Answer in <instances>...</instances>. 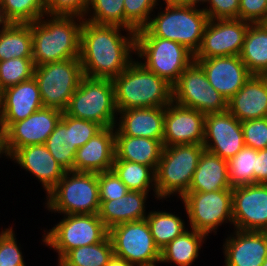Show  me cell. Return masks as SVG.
Wrapping results in <instances>:
<instances>
[{
    "label": "cell",
    "instance_id": "f907efd6",
    "mask_svg": "<svg viewBox=\"0 0 267 266\" xmlns=\"http://www.w3.org/2000/svg\"><path fill=\"white\" fill-rule=\"evenodd\" d=\"M107 266H135V265L129 263L128 261H126L125 259H123L121 257L113 255L110 258Z\"/></svg>",
    "mask_w": 267,
    "mask_h": 266
},
{
    "label": "cell",
    "instance_id": "8fae6325",
    "mask_svg": "<svg viewBox=\"0 0 267 266\" xmlns=\"http://www.w3.org/2000/svg\"><path fill=\"white\" fill-rule=\"evenodd\" d=\"M191 229L204 233L217 234L224 223L233 225L232 189L212 192H187L181 199Z\"/></svg>",
    "mask_w": 267,
    "mask_h": 266
},
{
    "label": "cell",
    "instance_id": "603a6c76",
    "mask_svg": "<svg viewBox=\"0 0 267 266\" xmlns=\"http://www.w3.org/2000/svg\"><path fill=\"white\" fill-rule=\"evenodd\" d=\"M115 159V126L104 127L77 149L72 171H110Z\"/></svg>",
    "mask_w": 267,
    "mask_h": 266
},
{
    "label": "cell",
    "instance_id": "f35d334b",
    "mask_svg": "<svg viewBox=\"0 0 267 266\" xmlns=\"http://www.w3.org/2000/svg\"><path fill=\"white\" fill-rule=\"evenodd\" d=\"M32 58H11L0 61V92L34 76Z\"/></svg>",
    "mask_w": 267,
    "mask_h": 266
},
{
    "label": "cell",
    "instance_id": "5b68a950",
    "mask_svg": "<svg viewBox=\"0 0 267 266\" xmlns=\"http://www.w3.org/2000/svg\"><path fill=\"white\" fill-rule=\"evenodd\" d=\"M204 150L203 144L164 146L155 171L157 200L181 199L188 192Z\"/></svg>",
    "mask_w": 267,
    "mask_h": 266
},
{
    "label": "cell",
    "instance_id": "ffe728a7",
    "mask_svg": "<svg viewBox=\"0 0 267 266\" xmlns=\"http://www.w3.org/2000/svg\"><path fill=\"white\" fill-rule=\"evenodd\" d=\"M43 108L38 83L34 76L0 92V118L6 130Z\"/></svg>",
    "mask_w": 267,
    "mask_h": 266
},
{
    "label": "cell",
    "instance_id": "7bdbcfd3",
    "mask_svg": "<svg viewBox=\"0 0 267 266\" xmlns=\"http://www.w3.org/2000/svg\"><path fill=\"white\" fill-rule=\"evenodd\" d=\"M100 201H111L123 197L129 190L112 171L98 173Z\"/></svg>",
    "mask_w": 267,
    "mask_h": 266
},
{
    "label": "cell",
    "instance_id": "d6986e66",
    "mask_svg": "<svg viewBox=\"0 0 267 266\" xmlns=\"http://www.w3.org/2000/svg\"><path fill=\"white\" fill-rule=\"evenodd\" d=\"M194 61L202 67L210 85L227 101L243 87L252 75L238 55L194 59Z\"/></svg>",
    "mask_w": 267,
    "mask_h": 266
},
{
    "label": "cell",
    "instance_id": "7c38bea8",
    "mask_svg": "<svg viewBox=\"0 0 267 266\" xmlns=\"http://www.w3.org/2000/svg\"><path fill=\"white\" fill-rule=\"evenodd\" d=\"M173 101L204 115L228 110V101L210 85L202 67L193 61L172 85Z\"/></svg>",
    "mask_w": 267,
    "mask_h": 266
},
{
    "label": "cell",
    "instance_id": "e575fe53",
    "mask_svg": "<svg viewBox=\"0 0 267 266\" xmlns=\"http://www.w3.org/2000/svg\"><path fill=\"white\" fill-rule=\"evenodd\" d=\"M114 255L109 235L101 242L69 251L62 259L70 266H107Z\"/></svg>",
    "mask_w": 267,
    "mask_h": 266
},
{
    "label": "cell",
    "instance_id": "b9f144b4",
    "mask_svg": "<svg viewBox=\"0 0 267 266\" xmlns=\"http://www.w3.org/2000/svg\"><path fill=\"white\" fill-rule=\"evenodd\" d=\"M244 145L255 150L267 148V117L241 122Z\"/></svg>",
    "mask_w": 267,
    "mask_h": 266
},
{
    "label": "cell",
    "instance_id": "9a60e30c",
    "mask_svg": "<svg viewBox=\"0 0 267 266\" xmlns=\"http://www.w3.org/2000/svg\"><path fill=\"white\" fill-rule=\"evenodd\" d=\"M233 229L267 232V184L232 188Z\"/></svg>",
    "mask_w": 267,
    "mask_h": 266
},
{
    "label": "cell",
    "instance_id": "9f6ffc18",
    "mask_svg": "<svg viewBox=\"0 0 267 266\" xmlns=\"http://www.w3.org/2000/svg\"><path fill=\"white\" fill-rule=\"evenodd\" d=\"M261 266H267V258L265 259V261L263 262Z\"/></svg>",
    "mask_w": 267,
    "mask_h": 266
},
{
    "label": "cell",
    "instance_id": "f5cc1de1",
    "mask_svg": "<svg viewBox=\"0 0 267 266\" xmlns=\"http://www.w3.org/2000/svg\"><path fill=\"white\" fill-rule=\"evenodd\" d=\"M165 4H177V3H188L190 4V0H163Z\"/></svg>",
    "mask_w": 267,
    "mask_h": 266
},
{
    "label": "cell",
    "instance_id": "30bf717a",
    "mask_svg": "<svg viewBox=\"0 0 267 266\" xmlns=\"http://www.w3.org/2000/svg\"><path fill=\"white\" fill-rule=\"evenodd\" d=\"M83 77L79 58L35 66L34 78L38 83L43 107L64 112Z\"/></svg>",
    "mask_w": 267,
    "mask_h": 266
},
{
    "label": "cell",
    "instance_id": "c3c4849f",
    "mask_svg": "<svg viewBox=\"0 0 267 266\" xmlns=\"http://www.w3.org/2000/svg\"><path fill=\"white\" fill-rule=\"evenodd\" d=\"M254 184H267V148L256 150Z\"/></svg>",
    "mask_w": 267,
    "mask_h": 266
},
{
    "label": "cell",
    "instance_id": "f546056e",
    "mask_svg": "<svg viewBox=\"0 0 267 266\" xmlns=\"http://www.w3.org/2000/svg\"><path fill=\"white\" fill-rule=\"evenodd\" d=\"M239 57L252 74L267 75V26L250 24Z\"/></svg>",
    "mask_w": 267,
    "mask_h": 266
},
{
    "label": "cell",
    "instance_id": "4fadbf2b",
    "mask_svg": "<svg viewBox=\"0 0 267 266\" xmlns=\"http://www.w3.org/2000/svg\"><path fill=\"white\" fill-rule=\"evenodd\" d=\"M114 255L135 266H152L160 262V250L155 245L146 219L122 223L109 230Z\"/></svg>",
    "mask_w": 267,
    "mask_h": 266
},
{
    "label": "cell",
    "instance_id": "8d00e7d4",
    "mask_svg": "<svg viewBox=\"0 0 267 266\" xmlns=\"http://www.w3.org/2000/svg\"><path fill=\"white\" fill-rule=\"evenodd\" d=\"M10 23L30 24L46 15V0H0Z\"/></svg>",
    "mask_w": 267,
    "mask_h": 266
},
{
    "label": "cell",
    "instance_id": "7402d4cb",
    "mask_svg": "<svg viewBox=\"0 0 267 266\" xmlns=\"http://www.w3.org/2000/svg\"><path fill=\"white\" fill-rule=\"evenodd\" d=\"M23 170L32 173L48 194L67 172L51 155L44 144L17 149L11 156Z\"/></svg>",
    "mask_w": 267,
    "mask_h": 266
},
{
    "label": "cell",
    "instance_id": "d590c367",
    "mask_svg": "<svg viewBox=\"0 0 267 266\" xmlns=\"http://www.w3.org/2000/svg\"><path fill=\"white\" fill-rule=\"evenodd\" d=\"M83 19L94 24L125 28L124 0H89Z\"/></svg>",
    "mask_w": 267,
    "mask_h": 266
},
{
    "label": "cell",
    "instance_id": "ab89813d",
    "mask_svg": "<svg viewBox=\"0 0 267 266\" xmlns=\"http://www.w3.org/2000/svg\"><path fill=\"white\" fill-rule=\"evenodd\" d=\"M160 0H124L125 28L137 32L149 22ZM155 9V10H154Z\"/></svg>",
    "mask_w": 267,
    "mask_h": 266
},
{
    "label": "cell",
    "instance_id": "52a82bcc",
    "mask_svg": "<svg viewBox=\"0 0 267 266\" xmlns=\"http://www.w3.org/2000/svg\"><path fill=\"white\" fill-rule=\"evenodd\" d=\"M139 62L173 85L194 61V54L185 46L152 36L145 28L136 32V54ZM143 60V61H141Z\"/></svg>",
    "mask_w": 267,
    "mask_h": 266
},
{
    "label": "cell",
    "instance_id": "8992f818",
    "mask_svg": "<svg viewBox=\"0 0 267 266\" xmlns=\"http://www.w3.org/2000/svg\"><path fill=\"white\" fill-rule=\"evenodd\" d=\"M45 198L44 207L52 213L98 214V173L67 171Z\"/></svg>",
    "mask_w": 267,
    "mask_h": 266
},
{
    "label": "cell",
    "instance_id": "2e32d148",
    "mask_svg": "<svg viewBox=\"0 0 267 266\" xmlns=\"http://www.w3.org/2000/svg\"><path fill=\"white\" fill-rule=\"evenodd\" d=\"M205 150L229 160L245 145L241 122L228 110L205 116Z\"/></svg>",
    "mask_w": 267,
    "mask_h": 266
},
{
    "label": "cell",
    "instance_id": "ee69618b",
    "mask_svg": "<svg viewBox=\"0 0 267 266\" xmlns=\"http://www.w3.org/2000/svg\"><path fill=\"white\" fill-rule=\"evenodd\" d=\"M89 0H46V15L84 18Z\"/></svg>",
    "mask_w": 267,
    "mask_h": 266
},
{
    "label": "cell",
    "instance_id": "ba28073f",
    "mask_svg": "<svg viewBox=\"0 0 267 266\" xmlns=\"http://www.w3.org/2000/svg\"><path fill=\"white\" fill-rule=\"evenodd\" d=\"M65 112L72 117L95 122L102 128L115 126L118 110L112 80L84 76Z\"/></svg>",
    "mask_w": 267,
    "mask_h": 266
},
{
    "label": "cell",
    "instance_id": "ac0fdd59",
    "mask_svg": "<svg viewBox=\"0 0 267 266\" xmlns=\"http://www.w3.org/2000/svg\"><path fill=\"white\" fill-rule=\"evenodd\" d=\"M63 111L43 107L24 120L14 122L7 130V148L10 156L19 148L45 144L62 117Z\"/></svg>",
    "mask_w": 267,
    "mask_h": 266
},
{
    "label": "cell",
    "instance_id": "74e56055",
    "mask_svg": "<svg viewBox=\"0 0 267 266\" xmlns=\"http://www.w3.org/2000/svg\"><path fill=\"white\" fill-rule=\"evenodd\" d=\"M227 164L231 188L254 184L255 149L244 146Z\"/></svg>",
    "mask_w": 267,
    "mask_h": 266
},
{
    "label": "cell",
    "instance_id": "836d02e7",
    "mask_svg": "<svg viewBox=\"0 0 267 266\" xmlns=\"http://www.w3.org/2000/svg\"><path fill=\"white\" fill-rule=\"evenodd\" d=\"M146 220L149 224L155 245L161 250L169 242L180 236L186 228L184 219L166 211H149Z\"/></svg>",
    "mask_w": 267,
    "mask_h": 266
},
{
    "label": "cell",
    "instance_id": "277c9868",
    "mask_svg": "<svg viewBox=\"0 0 267 266\" xmlns=\"http://www.w3.org/2000/svg\"><path fill=\"white\" fill-rule=\"evenodd\" d=\"M164 10L152 15L144 27L152 36L175 41L194 55L199 50L207 14L200 6L188 3L166 4Z\"/></svg>",
    "mask_w": 267,
    "mask_h": 266
},
{
    "label": "cell",
    "instance_id": "cb8c5ba5",
    "mask_svg": "<svg viewBox=\"0 0 267 266\" xmlns=\"http://www.w3.org/2000/svg\"><path fill=\"white\" fill-rule=\"evenodd\" d=\"M228 111L240 122L267 117V75L252 74L228 100Z\"/></svg>",
    "mask_w": 267,
    "mask_h": 266
},
{
    "label": "cell",
    "instance_id": "f1b7e54d",
    "mask_svg": "<svg viewBox=\"0 0 267 266\" xmlns=\"http://www.w3.org/2000/svg\"><path fill=\"white\" fill-rule=\"evenodd\" d=\"M208 237L194 229L185 230L180 236L160 250V263H174L177 266H192L199 256V250Z\"/></svg>",
    "mask_w": 267,
    "mask_h": 266
},
{
    "label": "cell",
    "instance_id": "484cf974",
    "mask_svg": "<svg viewBox=\"0 0 267 266\" xmlns=\"http://www.w3.org/2000/svg\"><path fill=\"white\" fill-rule=\"evenodd\" d=\"M148 196L149 192L128 191L119 199L100 201L98 216L108 230L122 223L146 219Z\"/></svg>",
    "mask_w": 267,
    "mask_h": 266
},
{
    "label": "cell",
    "instance_id": "44dd1931",
    "mask_svg": "<svg viewBox=\"0 0 267 266\" xmlns=\"http://www.w3.org/2000/svg\"><path fill=\"white\" fill-rule=\"evenodd\" d=\"M225 266H261L267 258V232L234 229L223 243Z\"/></svg>",
    "mask_w": 267,
    "mask_h": 266
},
{
    "label": "cell",
    "instance_id": "7dc6e473",
    "mask_svg": "<svg viewBox=\"0 0 267 266\" xmlns=\"http://www.w3.org/2000/svg\"><path fill=\"white\" fill-rule=\"evenodd\" d=\"M101 129L95 122L72 117L73 145L79 149Z\"/></svg>",
    "mask_w": 267,
    "mask_h": 266
},
{
    "label": "cell",
    "instance_id": "681fc988",
    "mask_svg": "<svg viewBox=\"0 0 267 266\" xmlns=\"http://www.w3.org/2000/svg\"><path fill=\"white\" fill-rule=\"evenodd\" d=\"M6 156L8 159H10V154L7 148V135H6V127L2 123L0 118V158L3 156Z\"/></svg>",
    "mask_w": 267,
    "mask_h": 266
},
{
    "label": "cell",
    "instance_id": "816d5d0a",
    "mask_svg": "<svg viewBox=\"0 0 267 266\" xmlns=\"http://www.w3.org/2000/svg\"><path fill=\"white\" fill-rule=\"evenodd\" d=\"M9 24L10 22L6 18L4 11H3V7L0 3V30L7 27Z\"/></svg>",
    "mask_w": 267,
    "mask_h": 266
},
{
    "label": "cell",
    "instance_id": "83f0119b",
    "mask_svg": "<svg viewBox=\"0 0 267 266\" xmlns=\"http://www.w3.org/2000/svg\"><path fill=\"white\" fill-rule=\"evenodd\" d=\"M222 189H232L229 184L227 160L204 150L188 192H212Z\"/></svg>",
    "mask_w": 267,
    "mask_h": 266
},
{
    "label": "cell",
    "instance_id": "1f68e13d",
    "mask_svg": "<svg viewBox=\"0 0 267 266\" xmlns=\"http://www.w3.org/2000/svg\"><path fill=\"white\" fill-rule=\"evenodd\" d=\"M32 56V23H10L0 30V61Z\"/></svg>",
    "mask_w": 267,
    "mask_h": 266
},
{
    "label": "cell",
    "instance_id": "d6a6232c",
    "mask_svg": "<svg viewBox=\"0 0 267 266\" xmlns=\"http://www.w3.org/2000/svg\"><path fill=\"white\" fill-rule=\"evenodd\" d=\"M126 185L129 191L151 192L157 199L155 170L143 164L114 160L111 169Z\"/></svg>",
    "mask_w": 267,
    "mask_h": 266
},
{
    "label": "cell",
    "instance_id": "bcb514c9",
    "mask_svg": "<svg viewBox=\"0 0 267 266\" xmlns=\"http://www.w3.org/2000/svg\"><path fill=\"white\" fill-rule=\"evenodd\" d=\"M267 18V0H240L239 19L250 24L264 23Z\"/></svg>",
    "mask_w": 267,
    "mask_h": 266
},
{
    "label": "cell",
    "instance_id": "4dcf8cb0",
    "mask_svg": "<svg viewBox=\"0 0 267 266\" xmlns=\"http://www.w3.org/2000/svg\"><path fill=\"white\" fill-rule=\"evenodd\" d=\"M44 145L66 171L73 170L77 148L73 145L72 116L63 112Z\"/></svg>",
    "mask_w": 267,
    "mask_h": 266
},
{
    "label": "cell",
    "instance_id": "5bb4252c",
    "mask_svg": "<svg viewBox=\"0 0 267 266\" xmlns=\"http://www.w3.org/2000/svg\"><path fill=\"white\" fill-rule=\"evenodd\" d=\"M250 23L240 19L208 20L194 59L240 55Z\"/></svg>",
    "mask_w": 267,
    "mask_h": 266
},
{
    "label": "cell",
    "instance_id": "4316f807",
    "mask_svg": "<svg viewBox=\"0 0 267 266\" xmlns=\"http://www.w3.org/2000/svg\"><path fill=\"white\" fill-rule=\"evenodd\" d=\"M164 145L161 141L145 137L123 135L115 127V159L136 162L152 167L155 171Z\"/></svg>",
    "mask_w": 267,
    "mask_h": 266
},
{
    "label": "cell",
    "instance_id": "db71d44e",
    "mask_svg": "<svg viewBox=\"0 0 267 266\" xmlns=\"http://www.w3.org/2000/svg\"><path fill=\"white\" fill-rule=\"evenodd\" d=\"M207 0H190V5L200 6L206 3ZM200 4V5H199Z\"/></svg>",
    "mask_w": 267,
    "mask_h": 266
},
{
    "label": "cell",
    "instance_id": "3957f363",
    "mask_svg": "<svg viewBox=\"0 0 267 266\" xmlns=\"http://www.w3.org/2000/svg\"><path fill=\"white\" fill-rule=\"evenodd\" d=\"M138 58L112 79L118 111L166 107L173 101L172 85L142 65Z\"/></svg>",
    "mask_w": 267,
    "mask_h": 266
},
{
    "label": "cell",
    "instance_id": "e0dca14e",
    "mask_svg": "<svg viewBox=\"0 0 267 266\" xmlns=\"http://www.w3.org/2000/svg\"><path fill=\"white\" fill-rule=\"evenodd\" d=\"M205 116L172 101L165 107L163 145L203 144Z\"/></svg>",
    "mask_w": 267,
    "mask_h": 266
},
{
    "label": "cell",
    "instance_id": "11a10c76",
    "mask_svg": "<svg viewBox=\"0 0 267 266\" xmlns=\"http://www.w3.org/2000/svg\"><path fill=\"white\" fill-rule=\"evenodd\" d=\"M58 259V266H70L67 262H65L62 258H57Z\"/></svg>",
    "mask_w": 267,
    "mask_h": 266
},
{
    "label": "cell",
    "instance_id": "f6af8a7d",
    "mask_svg": "<svg viewBox=\"0 0 267 266\" xmlns=\"http://www.w3.org/2000/svg\"><path fill=\"white\" fill-rule=\"evenodd\" d=\"M202 9L209 20L239 19L240 0H207Z\"/></svg>",
    "mask_w": 267,
    "mask_h": 266
},
{
    "label": "cell",
    "instance_id": "d4e9b609",
    "mask_svg": "<svg viewBox=\"0 0 267 266\" xmlns=\"http://www.w3.org/2000/svg\"><path fill=\"white\" fill-rule=\"evenodd\" d=\"M115 127L125 136L145 137L163 143L165 107L131 108L118 111Z\"/></svg>",
    "mask_w": 267,
    "mask_h": 266
},
{
    "label": "cell",
    "instance_id": "7a4b0ae2",
    "mask_svg": "<svg viewBox=\"0 0 267 266\" xmlns=\"http://www.w3.org/2000/svg\"><path fill=\"white\" fill-rule=\"evenodd\" d=\"M45 17L47 18L45 20ZM83 18L43 15L32 23L33 63L35 66L80 58Z\"/></svg>",
    "mask_w": 267,
    "mask_h": 266
},
{
    "label": "cell",
    "instance_id": "6da1fadb",
    "mask_svg": "<svg viewBox=\"0 0 267 266\" xmlns=\"http://www.w3.org/2000/svg\"><path fill=\"white\" fill-rule=\"evenodd\" d=\"M135 54L136 32L83 20L79 59L84 76L112 80L132 63Z\"/></svg>",
    "mask_w": 267,
    "mask_h": 266
},
{
    "label": "cell",
    "instance_id": "9c48e42d",
    "mask_svg": "<svg viewBox=\"0 0 267 266\" xmlns=\"http://www.w3.org/2000/svg\"><path fill=\"white\" fill-rule=\"evenodd\" d=\"M49 231L44 230L42 242L63 258L69 251L103 241L108 235L98 214L63 215Z\"/></svg>",
    "mask_w": 267,
    "mask_h": 266
},
{
    "label": "cell",
    "instance_id": "60d3db41",
    "mask_svg": "<svg viewBox=\"0 0 267 266\" xmlns=\"http://www.w3.org/2000/svg\"><path fill=\"white\" fill-rule=\"evenodd\" d=\"M0 232V266H26L13 227Z\"/></svg>",
    "mask_w": 267,
    "mask_h": 266
}]
</instances>
